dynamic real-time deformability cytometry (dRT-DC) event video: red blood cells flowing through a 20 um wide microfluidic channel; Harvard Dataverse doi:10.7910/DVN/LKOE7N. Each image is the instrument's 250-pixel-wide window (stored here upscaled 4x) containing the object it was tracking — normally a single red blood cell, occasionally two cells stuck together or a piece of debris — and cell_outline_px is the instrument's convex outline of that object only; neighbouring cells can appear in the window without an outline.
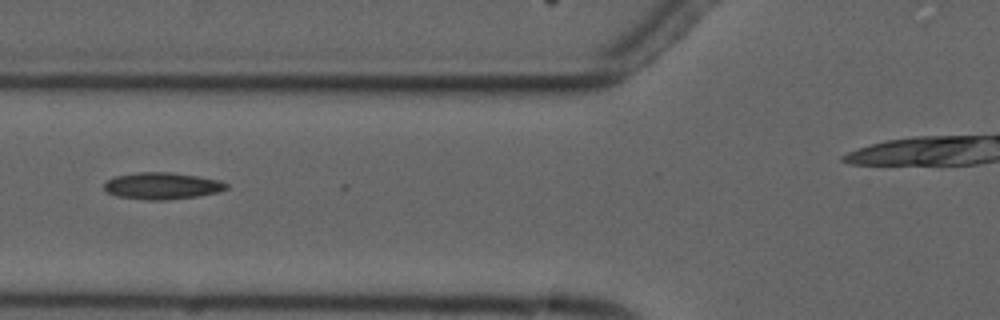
{"species": "common noctule bat (a hibernating species)", "species_latin": "Nyctalus noctula", "temperature_condition": "cold", "stored_images_in_passage": 6, "camera_frame_rate_fps": 3000, "um_per_image_px": 0.085, "animal": {"sex": "male", "forearm_length_mm": 52.5}, "frame": {"image": 1, "passage_image": 3, "time_ms": 3.333, "image_size_px": [1000, 320], "cell_outline_px": [[228, 188], [220, 192], [196, 196], [168, 200], [148, 200], [120, 196], [108, 192], [104, 188], [104, 184], [108, 180], [116, 176], [136, 172], [168, 172], [196, 176], [220, 180], [228, 184]], "centroid_in_image_um": [13.81, 15.79], "position_along_channel_um": 112.0, "area_um2": 18.9}}
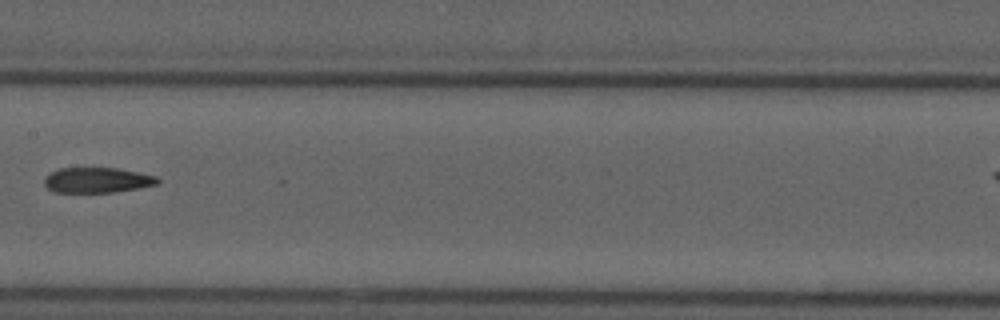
{"frame": {"image": 2, "passage_image": 5, "time_ms": 5.667, "image_size_px": [1000, 320], "cell_outline_px": [[160, 180], [156, 184], [136, 188], [112, 192], [52, 192], [44, 184], [44, 180], [52, 172], [60, 168], [116, 168], [156, 176]], "centroid_in_image_um": [8.23, 15.31], "position_along_channel_um": 199.2, "area_um2": 16.36}}
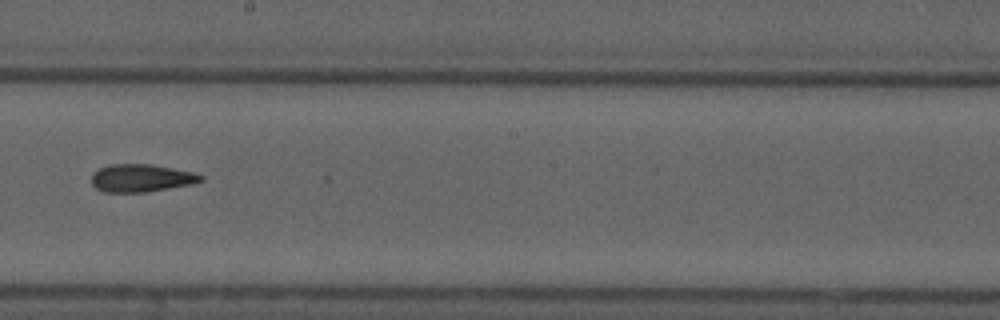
{"frame": {"image": 3, "passage_image": 6, "time_ms": 6.667, "image_size_px": [1000, 320], "cell_outline_px": [[204, 180], [192, 184], [148, 192], [104, 192], [96, 188], [92, 184], [92, 172], [108, 164], [152, 164], [196, 172], [204, 176]], "centroid_in_image_um": [12.03, 15.13], "position_along_channel_um": 236.2, "area_um2": 17.92}}